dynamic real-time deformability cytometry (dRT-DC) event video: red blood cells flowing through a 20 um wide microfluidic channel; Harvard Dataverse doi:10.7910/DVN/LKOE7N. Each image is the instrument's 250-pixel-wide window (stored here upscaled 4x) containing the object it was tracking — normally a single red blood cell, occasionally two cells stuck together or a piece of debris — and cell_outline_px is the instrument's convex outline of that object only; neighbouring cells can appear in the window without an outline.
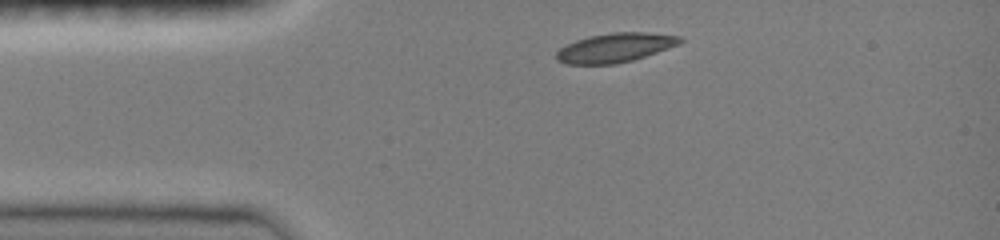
{"species": "common noctule bat (a hibernating species)", "species_latin": "Nyctalus noctula", "temperature_condition": "room temperature", "stored_images_in_passage": 34, "camera_frame_rate_fps": 3000, "um_per_image_px": 0.085, "animal": {"sex": "female", "body_mass_g": 19.0, "forearm_length_mm": 51.5}, "frame": {"image": 1, "passage_image": 1, "time_ms": 0.0, "image_size_px": [1000, 240], "cell_outline_px": [[684, 40], [680, 44], [632, 60], [616, 64], [564, 64], [556, 60], [556, 52], [560, 48], [576, 40], [588, 36], [612, 32], [648, 32], [680, 36]], "centroid_in_image_um": [52.27, 4.05], "position_along_channel_um": 32.7, "area_um2": 21.04}}
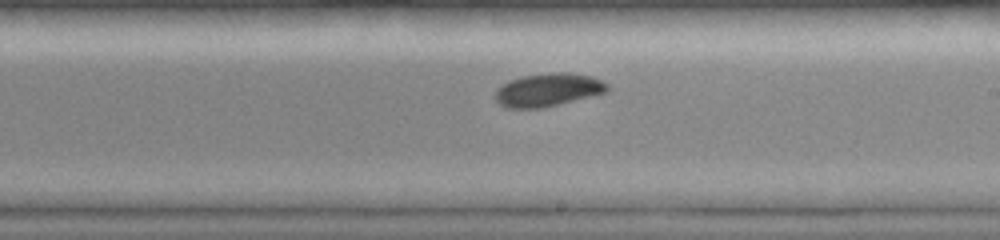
{"frame": {"image": 2, "passage_image": 19, "time_ms": 6.0, "image_size_px": [1000, 240], "cell_outline_px": [[608, 92], [544, 108], [508, 108], [500, 104], [496, 100], [496, 88], [508, 80], [520, 76], [552, 72], [568, 72], [592, 76], [608, 84]], "centroid_in_image_um": [46.58, 7.63], "position_along_channel_um": 242.4, "area_um2": 21.85}}
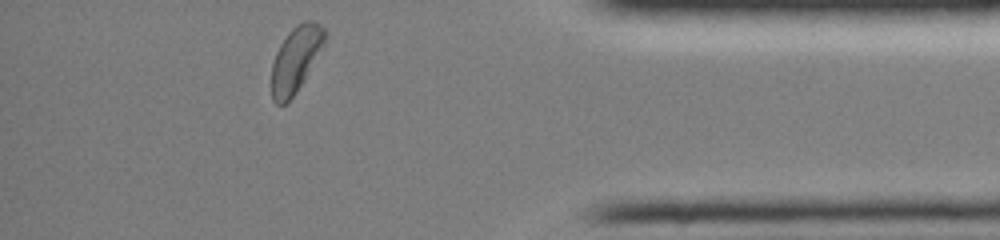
{"frame": {"image": 3, "passage_image": 33, "time_ms": 10.667, "image_size_px": [1000, 240], "cell_outline_px": [[328, 36], [324, 44], [300, 84], [292, 96], [284, 104], [276, 104], [272, 100], [272, 64], [276, 52], [280, 44], [288, 32], [296, 24], [304, 20], [316, 20], [328, 32]], "centroid_in_image_um": [25.15, 4.95], "position_along_channel_um": 410.1, "area_um2": 20.06}, "authors_computed_cell_mechanics": {"area_um2": 21.097, "velocity_mm_per_s": 4.0372, "shape_relaxation_time_tau1_ms": 3.6032, "shape_relaxation_time_tau2_ms": null, "deformation_change_tau1": 0.1257, "deformation_change_tau2": null}}